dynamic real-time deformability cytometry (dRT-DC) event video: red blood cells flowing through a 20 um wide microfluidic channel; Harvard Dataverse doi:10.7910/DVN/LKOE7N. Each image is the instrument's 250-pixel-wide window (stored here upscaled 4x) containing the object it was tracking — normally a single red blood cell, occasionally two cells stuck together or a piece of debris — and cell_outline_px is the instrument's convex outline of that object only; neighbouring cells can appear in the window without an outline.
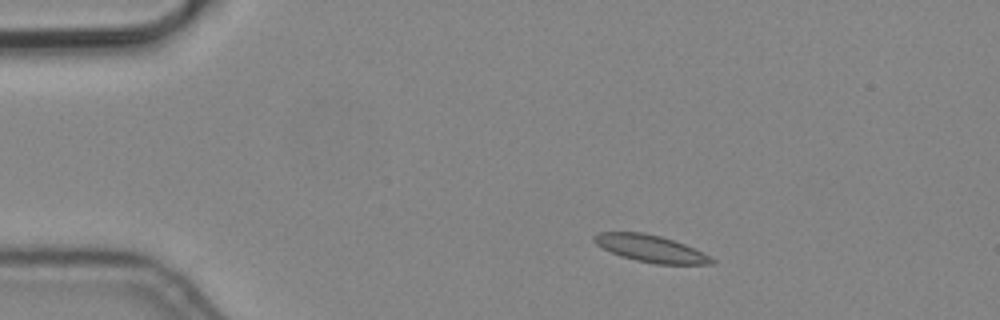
{"species": "common noctule bat (a hibernating species)", "species_latin": "Nyctalus noctula", "temperature_condition": "cold", "stored_images_in_passage": 8, "camera_frame_rate_fps": 3000, "um_per_image_px": 0.085, "animal": {"sex": "male", "body_mass_g": 19.2, "forearm_length_mm": 51.8}, "frame": {"image": 1, "passage_image": 3, "time_ms": 0.667, "image_size_px": [1000, 320], "cell_outline_px": [[716, 264], [656, 264], [636, 260], [620, 256], [596, 244], [592, 240], [592, 236], [596, 232], [644, 232], [660, 236], [684, 244], [716, 260]], "centroid_in_image_um": [55.26, 21.12], "position_along_channel_um": 29.7, "area_um2": 18.32}}
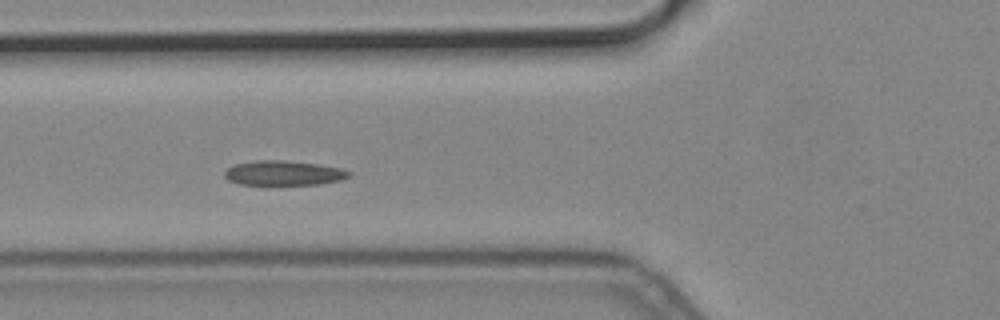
{"frame": {"image": 2, "passage_image": 6, "time_ms": 1.667, "image_size_px": [1000, 320], "cell_outline_px": [[352, 172], [348, 176], [340, 180], [320, 184], [268, 188], [264, 188], [240, 184], [228, 180], [224, 176], [224, 172], [232, 164], [256, 160], [284, 160], [316, 164], [340, 168]], "centroid_in_image_um": [24.02, 14.76], "position_along_channel_um": 101.8, "area_um2": 18.96}}
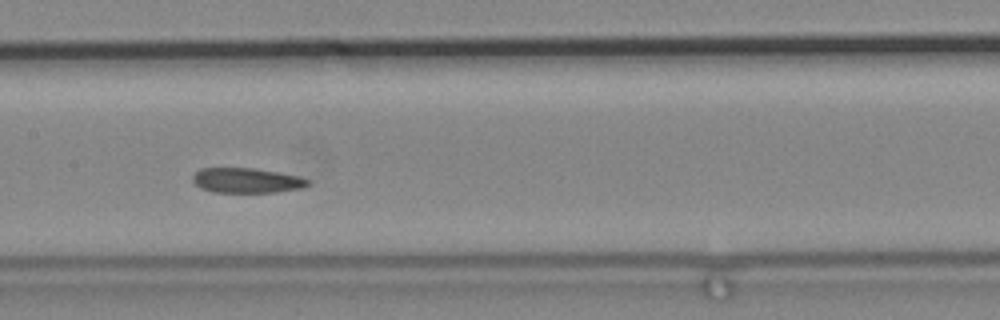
{"frame": {"image": 3, "passage_image": 8, "time_ms": 2.333, "image_size_px": [1000, 320], "cell_outline_px": [[308, 184], [300, 188], [276, 192], [212, 192], [200, 188], [192, 180], [192, 176], [200, 168], [252, 168], [276, 172], [296, 176], [308, 180]], "centroid_in_image_um": [20.88, 15.34], "position_along_channel_um": 186.5, "area_um2": 16.47}}